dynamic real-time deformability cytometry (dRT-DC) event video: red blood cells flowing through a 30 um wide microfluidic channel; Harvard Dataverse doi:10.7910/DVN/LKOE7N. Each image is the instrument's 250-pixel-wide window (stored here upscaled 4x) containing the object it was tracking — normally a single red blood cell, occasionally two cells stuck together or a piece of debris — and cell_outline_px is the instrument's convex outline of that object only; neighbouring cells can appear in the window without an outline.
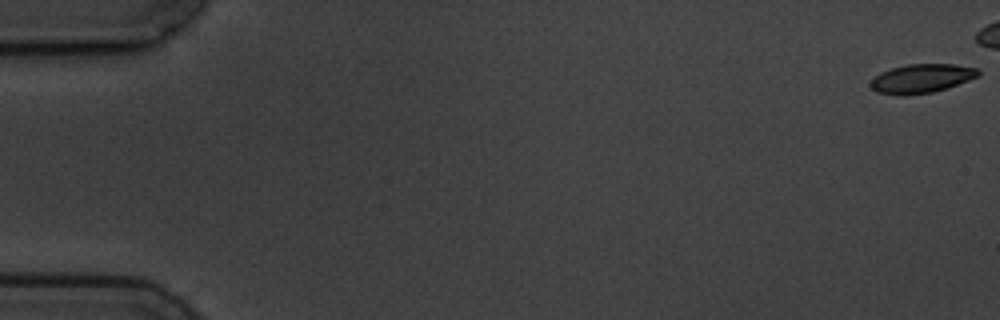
{"species": "common noctule bat (a hibernating species)", "species_latin": "Nyctalus noctula", "temperature_condition": "cold", "stored_images_in_passage": 6, "camera_frame_rate_fps": 3000, "um_per_image_px": 0.085, "animal": {"sex": "male", "body_mass_g": 19.5, "forearm_length_mm": 54.6}, "frame": {"image": 1, "passage_image": 1, "time_ms": 0.0, "image_size_px": [1000, 320], "cell_outline_px": [[980, 76], [948, 88], [932, 92], [904, 96], [900, 96], [876, 92], [868, 84], [880, 72], [892, 68], [908, 64], [952, 64], [980, 68]], "centroid_in_image_um": [78.35, 6.68], "position_along_channel_um": 6.6, "area_um2": 18.38}}
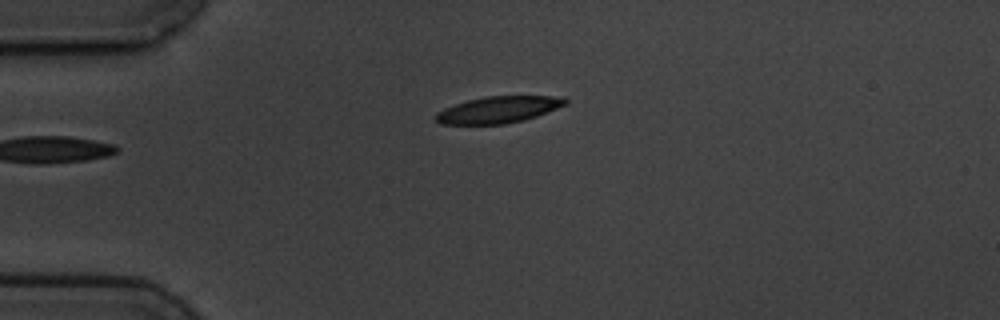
{"frame": {"image": 2, "passage_image": 6, "time_ms": 6.333, "image_size_px": [1000, 320], "cell_outline_px": [[568, 104], [536, 116], [524, 120], [504, 124], [440, 124], [432, 120], [432, 116], [436, 112], [444, 108], [468, 100], [484, 96], [564, 96], [568, 100]], "centroid_in_image_um": [42.33, 9.32], "position_along_channel_um": 42.7, "area_um2": 20.35}}